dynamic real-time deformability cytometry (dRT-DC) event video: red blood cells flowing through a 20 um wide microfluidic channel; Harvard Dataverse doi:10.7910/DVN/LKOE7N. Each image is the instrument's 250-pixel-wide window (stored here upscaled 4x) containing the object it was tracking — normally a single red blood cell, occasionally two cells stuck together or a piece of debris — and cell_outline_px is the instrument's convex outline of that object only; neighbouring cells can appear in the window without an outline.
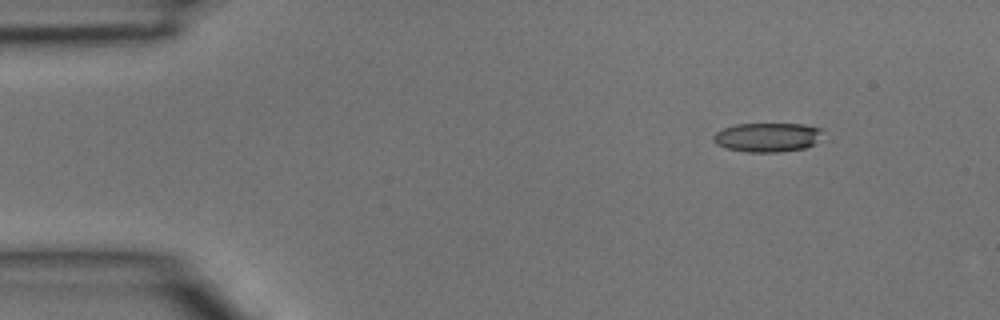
{"species": "common noctule bat (a hibernating species)", "species_latin": "Nyctalus noctula", "temperature_condition": "room temperature", "stored_images_in_passage": 4, "camera_frame_rate_fps": 3000, "um_per_image_px": 0.085, "animal": {"sex": "male", "body_mass_g": 15.6}, "frame": {"image": 1, "passage_image": 2, "time_ms": 0.333, "image_size_px": [1000, 320], "cell_outline_px": [[824, 128], [816, 144], [804, 148], [780, 152], [748, 152], [724, 148], [716, 144], [712, 140], [712, 136], [716, 132], [724, 128], [736, 124], [804, 124]], "centroid_in_image_um": [65.23, 11.67], "position_along_channel_um": 19.8, "area_um2": 18.79}}